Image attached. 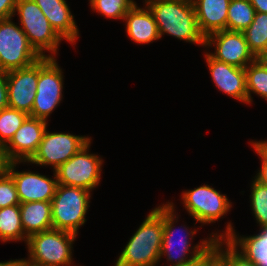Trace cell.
Masks as SVG:
<instances>
[{
	"label": "cell",
	"instance_id": "4dcf8cb0",
	"mask_svg": "<svg viewBox=\"0 0 267 266\" xmlns=\"http://www.w3.org/2000/svg\"><path fill=\"white\" fill-rule=\"evenodd\" d=\"M255 152L261 158V168L255 176V180L267 186V157L252 143L250 142Z\"/></svg>",
	"mask_w": 267,
	"mask_h": 266
},
{
	"label": "cell",
	"instance_id": "277c9868",
	"mask_svg": "<svg viewBox=\"0 0 267 266\" xmlns=\"http://www.w3.org/2000/svg\"><path fill=\"white\" fill-rule=\"evenodd\" d=\"M76 237L53 228L32 234L26 241L29 257L21 261L28 266H73L72 246Z\"/></svg>",
	"mask_w": 267,
	"mask_h": 266
},
{
	"label": "cell",
	"instance_id": "60d3db41",
	"mask_svg": "<svg viewBox=\"0 0 267 266\" xmlns=\"http://www.w3.org/2000/svg\"><path fill=\"white\" fill-rule=\"evenodd\" d=\"M18 266H28L26 264H24L22 261L18 264Z\"/></svg>",
	"mask_w": 267,
	"mask_h": 266
},
{
	"label": "cell",
	"instance_id": "f546056e",
	"mask_svg": "<svg viewBox=\"0 0 267 266\" xmlns=\"http://www.w3.org/2000/svg\"><path fill=\"white\" fill-rule=\"evenodd\" d=\"M20 200L12 176L7 173L0 177V208L19 205Z\"/></svg>",
	"mask_w": 267,
	"mask_h": 266
},
{
	"label": "cell",
	"instance_id": "2e32d148",
	"mask_svg": "<svg viewBox=\"0 0 267 266\" xmlns=\"http://www.w3.org/2000/svg\"><path fill=\"white\" fill-rule=\"evenodd\" d=\"M205 60L214 85L219 91L247 104L245 68L218 61L208 52L205 54Z\"/></svg>",
	"mask_w": 267,
	"mask_h": 266
},
{
	"label": "cell",
	"instance_id": "d6986e66",
	"mask_svg": "<svg viewBox=\"0 0 267 266\" xmlns=\"http://www.w3.org/2000/svg\"><path fill=\"white\" fill-rule=\"evenodd\" d=\"M231 0H194L197 23L206 38L209 34L226 30L228 8Z\"/></svg>",
	"mask_w": 267,
	"mask_h": 266
},
{
	"label": "cell",
	"instance_id": "1f68e13d",
	"mask_svg": "<svg viewBox=\"0 0 267 266\" xmlns=\"http://www.w3.org/2000/svg\"><path fill=\"white\" fill-rule=\"evenodd\" d=\"M18 0H0V20L15 16V7Z\"/></svg>",
	"mask_w": 267,
	"mask_h": 266
},
{
	"label": "cell",
	"instance_id": "9c48e42d",
	"mask_svg": "<svg viewBox=\"0 0 267 266\" xmlns=\"http://www.w3.org/2000/svg\"><path fill=\"white\" fill-rule=\"evenodd\" d=\"M12 18L0 20V70L5 72L30 66L41 58Z\"/></svg>",
	"mask_w": 267,
	"mask_h": 266
},
{
	"label": "cell",
	"instance_id": "3957f363",
	"mask_svg": "<svg viewBox=\"0 0 267 266\" xmlns=\"http://www.w3.org/2000/svg\"><path fill=\"white\" fill-rule=\"evenodd\" d=\"M174 207L173 202L168 201V203L163 204V239L160 258L166 256V260L173 263H170V266H182L195 261L208 252L212 248L214 240L218 239L219 234L213 232L207 238L208 240H200L198 244L191 246V241L197 230H188L189 228L184 225L182 229H178L179 231L184 229L183 231L185 232L181 235L183 238L181 236L178 239L175 238L174 233H177V229L175 230L174 224L175 222L177 223L179 218L175 213L176 210Z\"/></svg>",
	"mask_w": 267,
	"mask_h": 266
},
{
	"label": "cell",
	"instance_id": "ac0fdd59",
	"mask_svg": "<svg viewBox=\"0 0 267 266\" xmlns=\"http://www.w3.org/2000/svg\"><path fill=\"white\" fill-rule=\"evenodd\" d=\"M56 33L75 45L79 36L74 16L66 0H34Z\"/></svg>",
	"mask_w": 267,
	"mask_h": 266
},
{
	"label": "cell",
	"instance_id": "8992f818",
	"mask_svg": "<svg viewBox=\"0 0 267 266\" xmlns=\"http://www.w3.org/2000/svg\"><path fill=\"white\" fill-rule=\"evenodd\" d=\"M19 15L20 27L27 36L29 44L41 57H56L59 44L63 40L52 28L34 0H18L15 14ZM50 52V55L45 52Z\"/></svg>",
	"mask_w": 267,
	"mask_h": 266
},
{
	"label": "cell",
	"instance_id": "e0dca14e",
	"mask_svg": "<svg viewBox=\"0 0 267 266\" xmlns=\"http://www.w3.org/2000/svg\"><path fill=\"white\" fill-rule=\"evenodd\" d=\"M226 225V231H222L223 233L218 235V239H226L238 252L256 266H267V226H260L258 234L246 237L243 235L242 237L236 235L231 222Z\"/></svg>",
	"mask_w": 267,
	"mask_h": 266
},
{
	"label": "cell",
	"instance_id": "7a4b0ae2",
	"mask_svg": "<svg viewBox=\"0 0 267 266\" xmlns=\"http://www.w3.org/2000/svg\"><path fill=\"white\" fill-rule=\"evenodd\" d=\"M163 239V205L155 207L127 242L115 266H156Z\"/></svg>",
	"mask_w": 267,
	"mask_h": 266
},
{
	"label": "cell",
	"instance_id": "9a60e30c",
	"mask_svg": "<svg viewBox=\"0 0 267 266\" xmlns=\"http://www.w3.org/2000/svg\"><path fill=\"white\" fill-rule=\"evenodd\" d=\"M48 122L28 117L5 145L11 161H29L37 152Z\"/></svg>",
	"mask_w": 267,
	"mask_h": 266
},
{
	"label": "cell",
	"instance_id": "5b68a950",
	"mask_svg": "<svg viewBox=\"0 0 267 266\" xmlns=\"http://www.w3.org/2000/svg\"><path fill=\"white\" fill-rule=\"evenodd\" d=\"M90 198L89 190L58 184L51 201L53 229L78 235L79 227L86 222Z\"/></svg>",
	"mask_w": 267,
	"mask_h": 266
},
{
	"label": "cell",
	"instance_id": "d4e9b609",
	"mask_svg": "<svg viewBox=\"0 0 267 266\" xmlns=\"http://www.w3.org/2000/svg\"><path fill=\"white\" fill-rule=\"evenodd\" d=\"M255 9L249 0H231L228 8L226 30L245 31L252 23Z\"/></svg>",
	"mask_w": 267,
	"mask_h": 266
},
{
	"label": "cell",
	"instance_id": "cb8c5ba5",
	"mask_svg": "<svg viewBox=\"0 0 267 266\" xmlns=\"http://www.w3.org/2000/svg\"><path fill=\"white\" fill-rule=\"evenodd\" d=\"M243 33L254 56L264 58L267 55V13L256 12L252 23Z\"/></svg>",
	"mask_w": 267,
	"mask_h": 266
},
{
	"label": "cell",
	"instance_id": "4316f807",
	"mask_svg": "<svg viewBox=\"0 0 267 266\" xmlns=\"http://www.w3.org/2000/svg\"><path fill=\"white\" fill-rule=\"evenodd\" d=\"M213 252L214 257L223 266H256L252 261L246 259L238 252L226 239H215Z\"/></svg>",
	"mask_w": 267,
	"mask_h": 266
},
{
	"label": "cell",
	"instance_id": "4fadbf2b",
	"mask_svg": "<svg viewBox=\"0 0 267 266\" xmlns=\"http://www.w3.org/2000/svg\"><path fill=\"white\" fill-rule=\"evenodd\" d=\"M38 82V60L7 72L8 107L31 114Z\"/></svg>",
	"mask_w": 267,
	"mask_h": 266
},
{
	"label": "cell",
	"instance_id": "ffe728a7",
	"mask_svg": "<svg viewBox=\"0 0 267 266\" xmlns=\"http://www.w3.org/2000/svg\"><path fill=\"white\" fill-rule=\"evenodd\" d=\"M123 21H126L127 35L136 43L148 44L160 39L156 21L147 6L140 8L136 3Z\"/></svg>",
	"mask_w": 267,
	"mask_h": 266
},
{
	"label": "cell",
	"instance_id": "836d02e7",
	"mask_svg": "<svg viewBox=\"0 0 267 266\" xmlns=\"http://www.w3.org/2000/svg\"><path fill=\"white\" fill-rule=\"evenodd\" d=\"M12 161L9 159L5 146L0 144V177L8 173L10 163Z\"/></svg>",
	"mask_w": 267,
	"mask_h": 266
},
{
	"label": "cell",
	"instance_id": "e575fe53",
	"mask_svg": "<svg viewBox=\"0 0 267 266\" xmlns=\"http://www.w3.org/2000/svg\"><path fill=\"white\" fill-rule=\"evenodd\" d=\"M214 258L215 257L212 246V248L208 252H206L203 256L199 257L198 259L189 264L182 266H207Z\"/></svg>",
	"mask_w": 267,
	"mask_h": 266
},
{
	"label": "cell",
	"instance_id": "5bb4252c",
	"mask_svg": "<svg viewBox=\"0 0 267 266\" xmlns=\"http://www.w3.org/2000/svg\"><path fill=\"white\" fill-rule=\"evenodd\" d=\"M25 161H12L8 173L12 176L20 203L26 202H51L58 185L54 172L53 179L40 173L28 171H15L16 166Z\"/></svg>",
	"mask_w": 267,
	"mask_h": 266
},
{
	"label": "cell",
	"instance_id": "8fae6325",
	"mask_svg": "<svg viewBox=\"0 0 267 266\" xmlns=\"http://www.w3.org/2000/svg\"><path fill=\"white\" fill-rule=\"evenodd\" d=\"M90 140L91 138L88 136H77L63 132L52 133L47 131L46 128L37 152L29 161H27V163L45 167L52 166L53 171H55L62 163L69 160Z\"/></svg>",
	"mask_w": 267,
	"mask_h": 266
},
{
	"label": "cell",
	"instance_id": "603a6c76",
	"mask_svg": "<svg viewBox=\"0 0 267 266\" xmlns=\"http://www.w3.org/2000/svg\"><path fill=\"white\" fill-rule=\"evenodd\" d=\"M247 104H252V93L259 95L267 101V61L256 58L245 67Z\"/></svg>",
	"mask_w": 267,
	"mask_h": 266
},
{
	"label": "cell",
	"instance_id": "30bf717a",
	"mask_svg": "<svg viewBox=\"0 0 267 266\" xmlns=\"http://www.w3.org/2000/svg\"><path fill=\"white\" fill-rule=\"evenodd\" d=\"M181 199L188 214L202 225L218 221L232 207L226 194H221L207 184L183 191Z\"/></svg>",
	"mask_w": 267,
	"mask_h": 266
},
{
	"label": "cell",
	"instance_id": "8d00e7d4",
	"mask_svg": "<svg viewBox=\"0 0 267 266\" xmlns=\"http://www.w3.org/2000/svg\"><path fill=\"white\" fill-rule=\"evenodd\" d=\"M252 143L267 157V140L253 141Z\"/></svg>",
	"mask_w": 267,
	"mask_h": 266
},
{
	"label": "cell",
	"instance_id": "f35d334b",
	"mask_svg": "<svg viewBox=\"0 0 267 266\" xmlns=\"http://www.w3.org/2000/svg\"><path fill=\"white\" fill-rule=\"evenodd\" d=\"M207 266H223L216 258H214Z\"/></svg>",
	"mask_w": 267,
	"mask_h": 266
},
{
	"label": "cell",
	"instance_id": "7402d4cb",
	"mask_svg": "<svg viewBox=\"0 0 267 266\" xmlns=\"http://www.w3.org/2000/svg\"><path fill=\"white\" fill-rule=\"evenodd\" d=\"M27 235L22 228L20 205L0 208V241H27Z\"/></svg>",
	"mask_w": 267,
	"mask_h": 266
},
{
	"label": "cell",
	"instance_id": "ab89813d",
	"mask_svg": "<svg viewBox=\"0 0 267 266\" xmlns=\"http://www.w3.org/2000/svg\"><path fill=\"white\" fill-rule=\"evenodd\" d=\"M168 1H180V2H187V3H193L194 0H168Z\"/></svg>",
	"mask_w": 267,
	"mask_h": 266
},
{
	"label": "cell",
	"instance_id": "83f0119b",
	"mask_svg": "<svg viewBox=\"0 0 267 266\" xmlns=\"http://www.w3.org/2000/svg\"><path fill=\"white\" fill-rule=\"evenodd\" d=\"M91 9L110 19H124L136 4L134 0H89Z\"/></svg>",
	"mask_w": 267,
	"mask_h": 266
},
{
	"label": "cell",
	"instance_id": "6da1fadb",
	"mask_svg": "<svg viewBox=\"0 0 267 266\" xmlns=\"http://www.w3.org/2000/svg\"><path fill=\"white\" fill-rule=\"evenodd\" d=\"M157 24L160 39L168 34L179 40L205 47V37L200 32L193 3L145 0Z\"/></svg>",
	"mask_w": 267,
	"mask_h": 266
},
{
	"label": "cell",
	"instance_id": "d590c367",
	"mask_svg": "<svg viewBox=\"0 0 267 266\" xmlns=\"http://www.w3.org/2000/svg\"><path fill=\"white\" fill-rule=\"evenodd\" d=\"M256 12L267 13V0H249Z\"/></svg>",
	"mask_w": 267,
	"mask_h": 266
},
{
	"label": "cell",
	"instance_id": "ba28073f",
	"mask_svg": "<svg viewBox=\"0 0 267 266\" xmlns=\"http://www.w3.org/2000/svg\"><path fill=\"white\" fill-rule=\"evenodd\" d=\"M91 140L55 171L58 184L92 191L101 182L103 160L89 153Z\"/></svg>",
	"mask_w": 267,
	"mask_h": 266
},
{
	"label": "cell",
	"instance_id": "44dd1931",
	"mask_svg": "<svg viewBox=\"0 0 267 266\" xmlns=\"http://www.w3.org/2000/svg\"><path fill=\"white\" fill-rule=\"evenodd\" d=\"M22 228L27 236L53 228L51 202L20 203Z\"/></svg>",
	"mask_w": 267,
	"mask_h": 266
},
{
	"label": "cell",
	"instance_id": "52a82bcc",
	"mask_svg": "<svg viewBox=\"0 0 267 266\" xmlns=\"http://www.w3.org/2000/svg\"><path fill=\"white\" fill-rule=\"evenodd\" d=\"M56 57H41L38 60V82L30 117L47 122L48 116L62 101L63 72Z\"/></svg>",
	"mask_w": 267,
	"mask_h": 266
},
{
	"label": "cell",
	"instance_id": "7c38bea8",
	"mask_svg": "<svg viewBox=\"0 0 267 266\" xmlns=\"http://www.w3.org/2000/svg\"><path fill=\"white\" fill-rule=\"evenodd\" d=\"M215 47V52L209 54L218 61L245 68L256 57L249 50L243 32L220 30L205 38V47Z\"/></svg>",
	"mask_w": 267,
	"mask_h": 266
},
{
	"label": "cell",
	"instance_id": "484cf974",
	"mask_svg": "<svg viewBox=\"0 0 267 266\" xmlns=\"http://www.w3.org/2000/svg\"><path fill=\"white\" fill-rule=\"evenodd\" d=\"M28 117V114L10 107L0 110V144L5 146Z\"/></svg>",
	"mask_w": 267,
	"mask_h": 266
},
{
	"label": "cell",
	"instance_id": "f1b7e54d",
	"mask_svg": "<svg viewBox=\"0 0 267 266\" xmlns=\"http://www.w3.org/2000/svg\"><path fill=\"white\" fill-rule=\"evenodd\" d=\"M250 187L252 213L258 226H267V186L253 179Z\"/></svg>",
	"mask_w": 267,
	"mask_h": 266
},
{
	"label": "cell",
	"instance_id": "d6a6232c",
	"mask_svg": "<svg viewBox=\"0 0 267 266\" xmlns=\"http://www.w3.org/2000/svg\"><path fill=\"white\" fill-rule=\"evenodd\" d=\"M8 107L7 72L0 70V110Z\"/></svg>",
	"mask_w": 267,
	"mask_h": 266
},
{
	"label": "cell",
	"instance_id": "74e56055",
	"mask_svg": "<svg viewBox=\"0 0 267 266\" xmlns=\"http://www.w3.org/2000/svg\"><path fill=\"white\" fill-rule=\"evenodd\" d=\"M21 262V259H14L9 261L0 262V266H18V264Z\"/></svg>",
	"mask_w": 267,
	"mask_h": 266
}]
</instances>
